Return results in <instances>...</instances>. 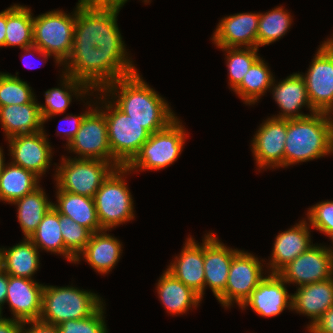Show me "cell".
<instances>
[{
  "label": "cell",
  "mask_w": 333,
  "mask_h": 333,
  "mask_svg": "<svg viewBox=\"0 0 333 333\" xmlns=\"http://www.w3.org/2000/svg\"><path fill=\"white\" fill-rule=\"evenodd\" d=\"M125 2L117 0H79L76 8L73 47H97L116 52L135 72L127 59L117 25V14Z\"/></svg>",
  "instance_id": "obj_1"
},
{
  "label": "cell",
  "mask_w": 333,
  "mask_h": 333,
  "mask_svg": "<svg viewBox=\"0 0 333 333\" xmlns=\"http://www.w3.org/2000/svg\"><path fill=\"white\" fill-rule=\"evenodd\" d=\"M117 88L121 90L118 91ZM113 91L120 92L114 105L141 124L150 134L166 128L177 118L164 98L150 88L137 72L119 78L102 92L115 95Z\"/></svg>",
  "instance_id": "obj_2"
},
{
  "label": "cell",
  "mask_w": 333,
  "mask_h": 333,
  "mask_svg": "<svg viewBox=\"0 0 333 333\" xmlns=\"http://www.w3.org/2000/svg\"><path fill=\"white\" fill-rule=\"evenodd\" d=\"M330 115L315 112L287 120L284 167L333 153V119Z\"/></svg>",
  "instance_id": "obj_3"
},
{
  "label": "cell",
  "mask_w": 333,
  "mask_h": 333,
  "mask_svg": "<svg viewBox=\"0 0 333 333\" xmlns=\"http://www.w3.org/2000/svg\"><path fill=\"white\" fill-rule=\"evenodd\" d=\"M64 72L100 93L112 82L135 71L116 53L97 47H72Z\"/></svg>",
  "instance_id": "obj_4"
},
{
  "label": "cell",
  "mask_w": 333,
  "mask_h": 333,
  "mask_svg": "<svg viewBox=\"0 0 333 333\" xmlns=\"http://www.w3.org/2000/svg\"><path fill=\"white\" fill-rule=\"evenodd\" d=\"M102 304L101 299L90 291L44 285L39 321L57 326L70 319H84L93 315Z\"/></svg>",
  "instance_id": "obj_5"
},
{
  "label": "cell",
  "mask_w": 333,
  "mask_h": 333,
  "mask_svg": "<svg viewBox=\"0 0 333 333\" xmlns=\"http://www.w3.org/2000/svg\"><path fill=\"white\" fill-rule=\"evenodd\" d=\"M105 103L104 114L108 140L113 155V164L119 167H126L139 153L142 145L149 139L150 133L135 122L130 116L126 115L111 101Z\"/></svg>",
  "instance_id": "obj_6"
},
{
  "label": "cell",
  "mask_w": 333,
  "mask_h": 333,
  "mask_svg": "<svg viewBox=\"0 0 333 333\" xmlns=\"http://www.w3.org/2000/svg\"><path fill=\"white\" fill-rule=\"evenodd\" d=\"M76 10L68 15L62 11H50L33 17V45L54 56L57 63H65L72 51Z\"/></svg>",
  "instance_id": "obj_7"
},
{
  "label": "cell",
  "mask_w": 333,
  "mask_h": 333,
  "mask_svg": "<svg viewBox=\"0 0 333 333\" xmlns=\"http://www.w3.org/2000/svg\"><path fill=\"white\" fill-rule=\"evenodd\" d=\"M129 170L116 168L93 197L101 228L109 230L134 218L133 199L123 179Z\"/></svg>",
  "instance_id": "obj_8"
},
{
  "label": "cell",
  "mask_w": 333,
  "mask_h": 333,
  "mask_svg": "<svg viewBox=\"0 0 333 333\" xmlns=\"http://www.w3.org/2000/svg\"><path fill=\"white\" fill-rule=\"evenodd\" d=\"M55 180L58 190L94 197L102 183L117 168L113 162L99 159L62 157Z\"/></svg>",
  "instance_id": "obj_9"
},
{
  "label": "cell",
  "mask_w": 333,
  "mask_h": 333,
  "mask_svg": "<svg viewBox=\"0 0 333 333\" xmlns=\"http://www.w3.org/2000/svg\"><path fill=\"white\" fill-rule=\"evenodd\" d=\"M185 137V130L176 118L166 128L150 134L126 168L131 172L137 168L158 170L171 165L181 154Z\"/></svg>",
  "instance_id": "obj_10"
},
{
  "label": "cell",
  "mask_w": 333,
  "mask_h": 333,
  "mask_svg": "<svg viewBox=\"0 0 333 333\" xmlns=\"http://www.w3.org/2000/svg\"><path fill=\"white\" fill-rule=\"evenodd\" d=\"M310 104L316 112L333 113V44L318 48L306 75H302Z\"/></svg>",
  "instance_id": "obj_11"
},
{
  "label": "cell",
  "mask_w": 333,
  "mask_h": 333,
  "mask_svg": "<svg viewBox=\"0 0 333 333\" xmlns=\"http://www.w3.org/2000/svg\"><path fill=\"white\" fill-rule=\"evenodd\" d=\"M262 266L252 254L238 251L232 258L226 287L218 301L225 307L235 301L241 307L265 278Z\"/></svg>",
  "instance_id": "obj_12"
},
{
  "label": "cell",
  "mask_w": 333,
  "mask_h": 333,
  "mask_svg": "<svg viewBox=\"0 0 333 333\" xmlns=\"http://www.w3.org/2000/svg\"><path fill=\"white\" fill-rule=\"evenodd\" d=\"M67 147L71 152L80 155L79 158L113 162L106 119L97 107L84 117L78 132Z\"/></svg>",
  "instance_id": "obj_13"
},
{
  "label": "cell",
  "mask_w": 333,
  "mask_h": 333,
  "mask_svg": "<svg viewBox=\"0 0 333 333\" xmlns=\"http://www.w3.org/2000/svg\"><path fill=\"white\" fill-rule=\"evenodd\" d=\"M278 275L287 283L299 286L328 280L333 277V250L311 246L286 265Z\"/></svg>",
  "instance_id": "obj_14"
},
{
  "label": "cell",
  "mask_w": 333,
  "mask_h": 333,
  "mask_svg": "<svg viewBox=\"0 0 333 333\" xmlns=\"http://www.w3.org/2000/svg\"><path fill=\"white\" fill-rule=\"evenodd\" d=\"M14 165L32 171L39 178L46 172L52 157V148L44 130L31 134H20L8 138Z\"/></svg>",
  "instance_id": "obj_15"
},
{
  "label": "cell",
  "mask_w": 333,
  "mask_h": 333,
  "mask_svg": "<svg viewBox=\"0 0 333 333\" xmlns=\"http://www.w3.org/2000/svg\"><path fill=\"white\" fill-rule=\"evenodd\" d=\"M287 119L268 118L253 138L252 151L259 168L284 167Z\"/></svg>",
  "instance_id": "obj_16"
},
{
  "label": "cell",
  "mask_w": 333,
  "mask_h": 333,
  "mask_svg": "<svg viewBox=\"0 0 333 333\" xmlns=\"http://www.w3.org/2000/svg\"><path fill=\"white\" fill-rule=\"evenodd\" d=\"M44 286L34 280L8 275L6 301L15 320L39 321L42 313Z\"/></svg>",
  "instance_id": "obj_17"
},
{
  "label": "cell",
  "mask_w": 333,
  "mask_h": 333,
  "mask_svg": "<svg viewBox=\"0 0 333 333\" xmlns=\"http://www.w3.org/2000/svg\"><path fill=\"white\" fill-rule=\"evenodd\" d=\"M216 238L210 232L204 238V290L208 285L218 300L224 293L232 258L239 250L227 248Z\"/></svg>",
  "instance_id": "obj_18"
},
{
  "label": "cell",
  "mask_w": 333,
  "mask_h": 333,
  "mask_svg": "<svg viewBox=\"0 0 333 333\" xmlns=\"http://www.w3.org/2000/svg\"><path fill=\"white\" fill-rule=\"evenodd\" d=\"M260 13H238L223 18L212 40L217 47L257 48V31Z\"/></svg>",
  "instance_id": "obj_19"
},
{
  "label": "cell",
  "mask_w": 333,
  "mask_h": 333,
  "mask_svg": "<svg viewBox=\"0 0 333 333\" xmlns=\"http://www.w3.org/2000/svg\"><path fill=\"white\" fill-rule=\"evenodd\" d=\"M285 283L278 274H269L252 291L241 308L249 305L258 315L265 317L279 315L286 307L292 309V295L288 294Z\"/></svg>",
  "instance_id": "obj_20"
},
{
  "label": "cell",
  "mask_w": 333,
  "mask_h": 333,
  "mask_svg": "<svg viewBox=\"0 0 333 333\" xmlns=\"http://www.w3.org/2000/svg\"><path fill=\"white\" fill-rule=\"evenodd\" d=\"M181 254L171 263L167 271L200 295L204 294V240L200 246L188 238Z\"/></svg>",
  "instance_id": "obj_21"
},
{
  "label": "cell",
  "mask_w": 333,
  "mask_h": 333,
  "mask_svg": "<svg viewBox=\"0 0 333 333\" xmlns=\"http://www.w3.org/2000/svg\"><path fill=\"white\" fill-rule=\"evenodd\" d=\"M301 221L293 228L279 233L274 242L270 261L271 274H278L296 257L308 250L311 245L309 225Z\"/></svg>",
  "instance_id": "obj_22"
},
{
  "label": "cell",
  "mask_w": 333,
  "mask_h": 333,
  "mask_svg": "<svg viewBox=\"0 0 333 333\" xmlns=\"http://www.w3.org/2000/svg\"><path fill=\"white\" fill-rule=\"evenodd\" d=\"M333 306V277L325 281L314 282L298 287L292 294V310L309 316L315 322Z\"/></svg>",
  "instance_id": "obj_23"
},
{
  "label": "cell",
  "mask_w": 333,
  "mask_h": 333,
  "mask_svg": "<svg viewBox=\"0 0 333 333\" xmlns=\"http://www.w3.org/2000/svg\"><path fill=\"white\" fill-rule=\"evenodd\" d=\"M272 91L273 98L281 108V111H283L275 118L288 120L308 116V114L298 113L302 106L305 105L312 113L316 112L310 104L305 81L299 73L288 76L279 82L278 85H275Z\"/></svg>",
  "instance_id": "obj_24"
},
{
  "label": "cell",
  "mask_w": 333,
  "mask_h": 333,
  "mask_svg": "<svg viewBox=\"0 0 333 333\" xmlns=\"http://www.w3.org/2000/svg\"><path fill=\"white\" fill-rule=\"evenodd\" d=\"M35 101L23 105L0 107V122L7 139L20 134H31L43 130V120Z\"/></svg>",
  "instance_id": "obj_25"
},
{
  "label": "cell",
  "mask_w": 333,
  "mask_h": 333,
  "mask_svg": "<svg viewBox=\"0 0 333 333\" xmlns=\"http://www.w3.org/2000/svg\"><path fill=\"white\" fill-rule=\"evenodd\" d=\"M57 204L53 208L60 214L72 218L76 223L89 229L92 233L102 231L96 206L92 197L58 190Z\"/></svg>",
  "instance_id": "obj_26"
},
{
  "label": "cell",
  "mask_w": 333,
  "mask_h": 333,
  "mask_svg": "<svg viewBox=\"0 0 333 333\" xmlns=\"http://www.w3.org/2000/svg\"><path fill=\"white\" fill-rule=\"evenodd\" d=\"M105 231L92 233L89 242L80 253L94 270L102 274H107L116 265L122 251L120 241Z\"/></svg>",
  "instance_id": "obj_27"
},
{
  "label": "cell",
  "mask_w": 333,
  "mask_h": 333,
  "mask_svg": "<svg viewBox=\"0 0 333 333\" xmlns=\"http://www.w3.org/2000/svg\"><path fill=\"white\" fill-rule=\"evenodd\" d=\"M157 291L166 310L173 314H183L201 301L199 294L167 270L158 282Z\"/></svg>",
  "instance_id": "obj_28"
},
{
  "label": "cell",
  "mask_w": 333,
  "mask_h": 333,
  "mask_svg": "<svg viewBox=\"0 0 333 333\" xmlns=\"http://www.w3.org/2000/svg\"><path fill=\"white\" fill-rule=\"evenodd\" d=\"M38 248L29 238L9 248H3L4 272L10 276L32 279L39 267Z\"/></svg>",
  "instance_id": "obj_29"
},
{
  "label": "cell",
  "mask_w": 333,
  "mask_h": 333,
  "mask_svg": "<svg viewBox=\"0 0 333 333\" xmlns=\"http://www.w3.org/2000/svg\"><path fill=\"white\" fill-rule=\"evenodd\" d=\"M39 177L14 164L6 165L0 175V200L12 204L39 187Z\"/></svg>",
  "instance_id": "obj_30"
},
{
  "label": "cell",
  "mask_w": 333,
  "mask_h": 333,
  "mask_svg": "<svg viewBox=\"0 0 333 333\" xmlns=\"http://www.w3.org/2000/svg\"><path fill=\"white\" fill-rule=\"evenodd\" d=\"M12 203L18 206L17 217L25 238H29L38 228L44 215L53 205V203L48 201L45 192L40 186L30 194L16 199Z\"/></svg>",
  "instance_id": "obj_31"
},
{
  "label": "cell",
  "mask_w": 333,
  "mask_h": 333,
  "mask_svg": "<svg viewBox=\"0 0 333 333\" xmlns=\"http://www.w3.org/2000/svg\"><path fill=\"white\" fill-rule=\"evenodd\" d=\"M30 8L13 5L7 9L5 46L21 49L33 45V17Z\"/></svg>",
  "instance_id": "obj_32"
},
{
  "label": "cell",
  "mask_w": 333,
  "mask_h": 333,
  "mask_svg": "<svg viewBox=\"0 0 333 333\" xmlns=\"http://www.w3.org/2000/svg\"><path fill=\"white\" fill-rule=\"evenodd\" d=\"M63 76L64 83L62 84L64 86L62 87V89L52 88L47 90L45 92L46 105H38L43 122L48 120L53 115L65 112L72 100V95H70L71 92H74V95L80 94V96H83L82 94H87V92H89V88L84 83L78 81L77 79H74L71 76H67L66 74H63Z\"/></svg>",
  "instance_id": "obj_33"
},
{
  "label": "cell",
  "mask_w": 333,
  "mask_h": 333,
  "mask_svg": "<svg viewBox=\"0 0 333 333\" xmlns=\"http://www.w3.org/2000/svg\"><path fill=\"white\" fill-rule=\"evenodd\" d=\"M274 77L259 57L249 68L241 84L234 90L245 104H254L267 89L274 86Z\"/></svg>",
  "instance_id": "obj_34"
},
{
  "label": "cell",
  "mask_w": 333,
  "mask_h": 333,
  "mask_svg": "<svg viewBox=\"0 0 333 333\" xmlns=\"http://www.w3.org/2000/svg\"><path fill=\"white\" fill-rule=\"evenodd\" d=\"M29 239L38 249L42 248L66 257V247L59 225V213L53 206L44 215L43 220Z\"/></svg>",
  "instance_id": "obj_35"
},
{
  "label": "cell",
  "mask_w": 333,
  "mask_h": 333,
  "mask_svg": "<svg viewBox=\"0 0 333 333\" xmlns=\"http://www.w3.org/2000/svg\"><path fill=\"white\" fill-rule=\"evenodd\" d=\"M291 16L282 7L259 14L257 48L280 39L291 26Z\"/></svg>",
  "instance_id": "obj_36"
},
{
  "label": "cell",
  "mask_w": 333,
  "mask_h": 333,
  "mask_svg": "<svg viewBox=\"0 0 333 333\" xmlns=\"http://www.w3.org/2000/svg\"><path fill=\"white\" fill-rule=\"evenodd\" d=\"M59 225L66 247V259L74 263L80 261V253L89 242L92 232L76 223L72 218L60 214Z\"/></svg>",
  "instance_id": "obj_37"
},
{
  "label": "cell",
  "mask_w": 333,
  "mask_h": 333,
  "mask_svg": "<svg viewBox=\"0 0 333 333\" xmlns=\"http://www.w3.org/2000/svg\"><path fill=\"white\" fill-rule=\"evenodd\" d=\"M243 47L244 49L218 47L227 51V66L232 90L241 84L251 65L260 57L257 54L258 48Z\"/></svg>",
  "instance_id": "obj_38"
},
{
  "label": "cell",
  "mask_w": 333,
  "mask_h": 333,
  "mask_svg": "<svg viewBox=\"0 0 333 333\" xmlns=\"http://www.w3.org/2000/svg\"><path fill=\"white\" fill-rule=\"evenodd\" d=\"M35 99L31 87L18 76L3 73L0 76V107L23 105Z\"/></svg>",
  "instance_id": "obj_39"
},
{
  "label": "cell",
  "mask_w": 333,
  "mask_h": 333,
  "mask_svg": "<svg viewBox=\"0 0 333 333\" xmlns=\"http://www.w3.org/2000/svg\"><path fill=\"white\" fill-rule=\"evenodd\" d=\"M102 305L93 315L80 320H67L57 325L59 333H106Z\"/></svg>",
  "instance_id": "obj_40"
},
{
  "label": "cell",
  "mask_w": 333,
  "mask_h": 333,
  "mask_svg": "<svg viewBox=\"0 0 333 333\" xmlns=\"http://www.w3.org/2000/svg\"><path fill=\"white\" fill-rule=\"evenodd\" d=\"M311 228L325 233L329 237L333 234V201L320 202L307 212Z\"/></svg>",
  "instance_id": "obj_41"
},
{
  "label": "cell",
  "mask_w": 333,
  "mask_h": 333,
  "mask_svg": "<svg viewBox=\"0 0 333 333\" xmlns=\"http://www.w3.org/2000/svg\"><path fill=\"white\" fill-rule=\"evenodd\" d=\"M308 330L310 333H333V306L329 308Z\"/></svg>",
  "instance_id": "obj_42"
},
{
  "label": "cell",
  "mask_w": 333,
  "mask_h": 333,
  "mask_svg": "<svg viewBox=\"0 0 333 333\" xmlns=\"http://www.w3.org/2000/svg\"><path fill=\"white\" fill-rule=\"evenodd\" d=\"M24 324H30L32 327L25 330L23 326L21 333H59L57 326L49 325L40 321H30L25 322Z\"/></svg>",
  "instance_id": "obj_43"
},
{
  "label": "cell",
  "mask_w": 333,
  "mask_h": 333,
  "mask_svg": "<svg viewBox=\"0 0 333 333\" xmlns=\"http://www.w3.org/2000/svg\"><path fill=\"white\" fill-rule=\"evenodd\" d=\"M90 112V110L89 111H86L85 113H83V114H81L80 116L78 115V116H67L65 119L66 120H71L72 122H71V124H72V130H59V133H60V131L61 132H63V133H65L64 135L66 136V138H67V144H69V142L72 140V138L76 135V133L78 132V130H79V128H80V126H81V123H82V121H83V119H84V117L88 114ZM74 123V124H73Z\"/></svg>",
  "instance_id": "obj_44"
},
{
  "label": "cell",
  "mask_w": 333,
  "mask_h": 333,
  "mask_svg": "<svg viewBox=\"0 0 333 333\" xmlns=\"http://www.w3.org/2000/svg\"><path fill=\"white\" fill-rule=\"evenodd\" d=\"M23 325L19 320L3 318L0 321V333H21Z\"/></svg>",
  "instance_id": "obj_45"
},
{
  "label": "cell",
  "mask_w": 333,
  "mask_h": 333,
  "mask_svg": "<svg viewBox=\"0 0 333 333\" xmlns=\"http://www.w3.org/2000/svg\"><path fill=\"white\" fill-rule=\"evenodd\" d=\"M8 288V274L6 272L0 273V306L5 303Z\"/></svg>",
  "instance_id": "obj_46"
},
{
  "label": "cell",
  "mask_w": 333,
  "mask_h": 333,
  "mask_svg": "<svg viewBox=\"0 0 333 333\" xmlns=\"http://www.w3.org/2000/svg\"><path fill=\"white\" fill-rule=\"evenodd\" d=\"M6 24H7V9L0 12V47H5L6 36Z\"/></svg>",
  "instance_id": "obj_47"
},
{
  "label": "cell",
  "mask_w": 333,
  "mask_h": 333,
  "mask_svg": "<svg viewBox=\"0 0 333 333\" xmlns=\"http://www.w3.org/2000/svg\"><path fill=\"white\" fill-rule=\"evenodd\" d=\"M23 50H25L26 51V53H29V55L28 56H31L32 55V52H31V50L32 51H36L37 53H40L41 55H43V57H45V58H48V57H50L51 55H49L48 53H45V52H43V51H41L37 46H34V45H32V46H29V47H26V48H24ZM31 54V55H30ZM22 60H24V59H22ZM28 64H26L25 63V66L26 67H28L27 66ZM28 68H30V67H28ZM32 68V67H31Z\"/></svg>",
  "instance_id": "obj_48"
},
{
  "label": "cell",
  "mask_w": 333,
  "mask_h": 333,
  "mask_svg": "<svg viewBox=\"0 0 333 333\" xmlns=\"http://www.w3.org/2000/svg\"><path fill=\"white\" fill-rule=\"evenodd\" d=\"M3 150L0 148V175L2 174L4 168H5V163H4V157H3Z\"/></svg>",
  "instance_id": "obj_49"
},
{
  "label": "cell",
  "mask_w": 333,
  "mask_h": 333,
  "mask_svg": "<svg viewBox=\"0 0 333 333\" xmlns=\"http://www.w3.org/2000/svg\"><path fill=\"white\" fill-rule=\"evenodd\" d=\"M4 271V264H3V249L0 248V273Z\"/></svg>",
  "instance_id": "obj_50"
},
{
  "label": "cell",
  "mask_w": 333,
  "mask_h": 333,
  "mask_svg": "<svg viewBox=\"0 0 333 333\" xmlns=\"http://www.w3.org/2000/svg\"><path fill=\"white\" fill-rule=\"evenodd\" d=\"M1 312H2V307L0 306V321L3 319L1 316Z\"/></svg>",
  "instance_id": "obj_51"
},
{
  "label": "cell",
  "mask_w": 333,
  "mask_h": 333,
  "mask_svg": "<svg viewBox=\"0 0 333 333\" xmlns=\"http://www.w3.org/2000/svg\"><path fill=\"white\" fill-rule=\"evenodd\" d=\"M333 44V38L328 39Z\"/></svg>",
  "instance_id": "obj_52"
},
{
  "label": "cell",
  "mask_w": 333,
  "mask_h": 333,
  "mask_svg": "<svg viewBox=\"0 0 333 333\" xmlns=\"http://www.w3.org/2000/svg\"><path fill=\"white\" fill-rule=\"evenodd\" d=\"M117 1H120V2H126L127 0H117Z\"/></svg>",
  "instance_id": "obj_53"
}]
</instances>
